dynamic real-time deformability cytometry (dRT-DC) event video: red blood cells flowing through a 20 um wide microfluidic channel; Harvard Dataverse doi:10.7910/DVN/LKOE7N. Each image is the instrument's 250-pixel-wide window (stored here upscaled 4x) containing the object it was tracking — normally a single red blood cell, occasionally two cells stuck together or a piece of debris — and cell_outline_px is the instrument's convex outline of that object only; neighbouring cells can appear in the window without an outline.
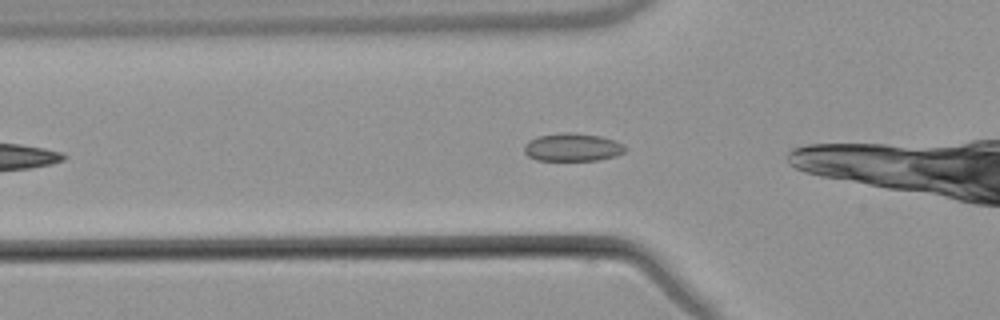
{"species": "common noctule bat (a hibernating species)", "species_latin": "Nyctalus noctula", "temperature_condition": "warm", "stored_images_in_passage": 4, "camera_frame_rate_fps": 3000, "um_per_image_px": 0.085, "animal": {"sex": "male", "body_mass_g": 21.5, "forearm_length_mm": 52.0}, "frame": {"image": 1, "passage_image": 3, "time_ms": 2.333, "image_size_px": [1000, 320], "cell_outline_px": [[628, 148], [624, 152], [616, 156], [600, 160], [536, 160], [528, 156], [524, 152], [524, 144], [528, 140], [536, 136], [560, 132], [572, 132], [600, 136], [624, 144]], "centroid_in_image_um": [48.65, 12.51], "position_along_channel_um": 77.2, "area_um2": 16.7}}